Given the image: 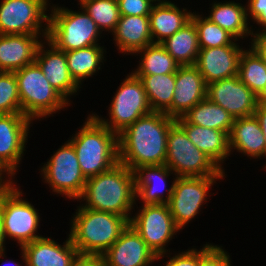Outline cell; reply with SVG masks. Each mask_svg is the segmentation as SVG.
<instances>
[{
    "label": "cell",
    "instance_id": "obj_24",
    "mask_svg": "<svg viewBox=\"0 0 266 266\" xmlns=\"http://www.w3.org/2000/svg\"><path fill=\"white\" fill-rule=\"evenodd\" d=\"M237 150L250 158L266 157L262 129L254 115L237 118L229 134V150Z\"/></svg>",
    "mask_w": 266,
    "mask_h": 266
},
{
    "label": "cell",
    "instance_id": "obj_33",
    "mask_svg": "<svg viewBox=\"0 0 266 266\" xmlns=\"http://www.w3.org/2000/svg\"><path fill=\"white\" fill-rule=\"evenodd\" d=\"M237 76L258 96L266 86V63L252 48L244 49L240 55Z\"/></svg>",
    "mask_w": 266,
    "mask_h": 266
},
{
    "label": "cell",
    "instance_id": "obj_45",
    "mask_svg": "<svg viewBox=\"0 0 266 266\" xmlns=\"http://www.w3.org/2000/svg\"><path fill=\"white\" fill-rule=\"evenodd\" d=\"M5 233H4V225H3V217H2V191L0 192V257H5ZM4 255V256H3Z\"/></svg>",
    "mask_w": 266,
    "mask_h": 266
},
{
    "label": "cell",
    "instance_id": "obj_20",
    "mask_svg": "<svg viewBox=\"0 0 266 266\" xmlns=\"http://www.w3.org/2000/svg\"><path fill=\"white\" fill-rule=\"evenodd\" d=\"M69 238L59 245L51 237H41L21 247L25 266H72L80 254Z\"/></svg>",
    "mask_w": 266,
    "mask_h": 266
},
{
    "label": "cell",
    "instance_id": "obj_15",
    "mask_svg": "<svg viewBox=\"0 0 266 266\" xmlns=\"http://www.w3.org/2000/svg\"><path fill=\"white\" fill-rule=\"evenodd\" d=\"M32 120L23 114L0 115V160L15 175Z\"/></svg>",
    "mask_w": 266,
    "mask_h": 266
},
{
    "label": "cell",
    "instance_id": "obj_1",
    "mask_svg": "<svg viewBox=\"0 0 266 266\" xmlns=\"http://www.w3.org/2000/svg\"><path fill=\"white\" fill-rule=\"evenodd\" d=\"M175 120L152 112L128 126L118 135L119 162L132 171L143 165H164L168 132Z\"/></svg>",
    "mask_w": 266,
    "mask_h": 266
},
{
    "label": "cell",
    "instance_id": "obj_32",
    "mask_svg": "<svg viewBox=\"0 0 266 266\" xmlns=\"http://www.w3.org/2000/svg\"><path fill=\"white\" fill-rule=\"evenodd\" d=\"M140 54L141 61L134 75H157L176 73L180 64L165 50L160 43H152L147 47L136 51Z\"/></svg>",
    "mask_w": 266,
    "mask_h": 266
},
{
    "label": "cell",
    "instance_id": "obj_31",
    "mask_svg": "<svg viewBox=\"0 0 266 266\" xmlns=\"http://www.w3.org/2000/svg\"><path fill=\"white\" fill-rule=\"evenodd\" d=\"M103 48L100 45H93L65 52L69 73L79 86L84 79L100 70L105 56L103 54L106 52Z\"/></svg>",
    "mask_w": 266,
    "mask_h": 266
},
{
    "label": "cell",
    "instance_id": "obj_25",
    "mask_svg": "<svg viewBox=\"0 0 266 266\" xmlns=\"http://www.w3.org/2000/svg\"><path fill=\"white\" fill-rule=\"evenodd\" d=\"M112 35L117 49L128 55L153 43L149 16L121 15Z\"/></svg>",
    "mask_w": 266,
    "mask_h": 266
},
{
    "label": "cell",
    "instance_id": "obj_5",
    "mask_svg": "<svg viewBox=\"0 0 266 266\" xmlns=\"http://www.w3.org/2000/svg\"><path fill=\"white\" fill-rule=\"evenodd\" d=\"M50 10L47 40L58 50L69 52L99 45L102 32L83 8L75 12L53 5Z\"/></svg>",
    "mask_w": 266,
    "mask_h": 266
},
{
    "label": "cell",
    "instance_id": "obj_44",
    "mask_svg": "<svg viewBox=\"0 0 266 266\" xmlns=\"http://www.w3.org/2000/svg\"><path fill=\"white\" fill-rule=\"evenodd\" d=\"M5 173L10 176L9 180H7V178H6V180L3 179V178H5V176L3 177L2 175H4ZM13 176H14V174L0 160V186L3 189L16 186L14 184L15 182H13V179H12Z\"/></svg>",
    "mask_w": 266,
    "mask_h": 266
},
{
    "label": "cell",
    "instance_id": "obj_42",
    "mask_svg": "<svg viewBox=\"0 0 266 266\" xmlns=\"http://www.w3.org/2000/svg\"><path fill=\"white\" fill-rule=\"evenodd\" d=\"M72 266H106L102 255L79 254Z\"/></svg>",
    "mask_w": 266,
    "mask_h": 266
},
{
    "label": "cell",
    "instance_id": "obj_10",
    "mask_svg": "<svg viewBox=\"0 0 266 266\" xmlns=\"http://www.w3.org/2000/svg\"><path fill=\"white\" fill-rule=\"evenodd\" d=\"M45 183L52 187V192L76 199L82 195L86 178L84 177L75 149L68 140L50 160L41 168Z\"/></svg>",
    "mask_w": 266,
    "mask_h": 266
},
{
    "label": "cell",
    "instance_id": "obj_8",
    "mask_svg": "<svg viewBox=\"0 0 266 266\" xmlns=\"http://www.w3.org/2000/svg\"><path fill=\"white\" fill-rule=\"evenodd\" d=\"M109 107V120L93 114L104 126L119 135L139 118L153 112L143 82L133 73L118 87Z\"/></svg>",
    "mask_w": 266,
    "mask_h": 266
},
{
    "label": "cell",
    "instance_id": "obj_7",
    "mask_svg": "<svg viewBox=\"0 0 266 266\" xmlns=\"http://www.w3.org/2000/svg\"><path fill=\"white\" fill-rule=\"evenodd\" d=\"M165 165L175 177L225 176L224 170L199 150L176 122L168 132Z\"/></svg>",
    "mask_w": 266,
    "mask_h": 266
},
{
    "label": "cell",
    "instance_id": "obj_26",
    "mask_svg": "<svg viewBox=\"0 0 266 266\" xmlns=\"http://www.w3.org/2000/svg\"><path fill=\"white\" fill-rule=\"evenodd\" d=\"M193 13L175 3L154 4L149 14L153 43H161L191 21ZM157 38V39H156Z\"/></svg>",
    "mask_w": 266,
    "mask_h": 266
},
{
    "label": "cell",
    "instance_id": "obj_19",
    "mask_svg": "<svg viewBox=\"0 0 266 266\" xmlns=\"http://www.w3.org/2000/svg\"><path fill=\"white\" fill-rule=\"evenodd\" d=\"M171 117L179 118L207 98V84L194 65L180 66L175 73Z\"/></svg>",
    "mask_w": 266,
    "mask_h": 266
},
{
    "label": "cell",
    "instance_id": "obj_18",
    "mask_svg": "<svg viewBox=\"0 0 266 266\" xmlns=\"http://www.w3.org/2000/svg\"><path fill=\"white\" fill-rule=\"evenodd\" d=\"M44 41L46 42H42L37 49L35 62L39 65L51 86L69 103V96L75 95L81 87L69 73L65 52L58 50L47 39ZM43 44L49 46L50 49L45 50L44 47L46 46Z\"/></svg>",
    "mask_w": 266,
    "mask_h": 266
},
{
    "label": "cell",
    "instance_id": "obj_41",
    "mask_svg": "<svg viewBox=\"0 0 266 266\" xmlns=\"http://www.w3.org/2000/svg\"><path fill=\"white\" fill-rule=\"evenodd\" d=\"M251 39V47L258 56L262 59L264 63H266V31L260 30L257 33H253Z\"/></svg>",
    "mask_w": 266,
    "mask_h": 266
},
{
    "label": "cell",
    "instance_id": "obj_12",
    "mask_svg": "<svg viewBox=\"0 0 266 266\" xmlns=\"http://www.w3.org/2000/svg\"><path fill=\"white\" fill-rule=\"evenodd\" d=\"M224 176L175 177L170 201L167 203L176 227L181 230L207 201L209 189Z\"/></svg>",
    "mask_w": 266,
    "mask_h": 266
},
{
    "label": "cell",
    "instance_id": "obj_46",
    "mask_svg": "<svg viewBox=\"0 0 266 266\" xmlns=\"http://www.w3.org/2000/svg\"><path fill=\"white\" fill-rule=\"evenodd\" d=\"M257 102L260 105L266 106V86L261 91V93L257 96Z\"/></svg>",
    "mask_w": 266,
    "mask_h": 266
},
{
    "label": "cell",
    "instance_id": "obj_38",
    "mask_svg": "<svg viewBox=\"0 0 266 266\" xmlns=\"http://www.w3.org/2000/svg\"><path fill=\"white\" fill-rule=\"evenodd\" d=\"M121 15L149 16L153 3L150 0H117Z\"/></svg>",
    "mask_w": 266,
    "mask_h": 266
},
{
    "label": "cell",
    "instance_id": "obj_27",
    "mask_svg": "<svg viewBox=\"0 0 266 266\" xmlns=\"http://www.w3.org/2000/svg\"><path fill=\"white\" fill-rule=\"evenodd\" d=\"M211 13L208 19L230 33L236 40L252 36V29L248 25L246 6L234 1L226 3H212Z\"/></svg>",
    "mask_w": 266,
    "mask_h": 266
},
{
    "label": "cell",
    "instance_id": "obj_28",
    "mask_svg": "<svg viewBox=\"0 0 266 266\" xmlns=\"http://www.w3.org/2000/svg\"><path fill=\"white\" fill-rule=\"evenodd\" d=\"M160 44L180 66L195 65L200 47L192 20Z\"/></svg>",
    "mask_w": 266,
    "mask_h": 266
},
{
    "label": "cell",
    "instance_id": "obj_6",
    "mask_svg": "<svg viewBox=\"0 0 266 266\" xmlns=\"http://www.w3.org/2000/svg\"><path fill=\"white\" fill-rule=\"evenodd\" d=\"M22 114L35 119L50 116L70 105L50 84L36 62L14 71Z\"/></svg>",
    "mask_w": 266,
    "mask_h": 266
},
{
    "label": "cell",
    "instance_id": "obj_30",
    "mask_svg": "<svg viewBox=\"0 0 266 266\" xmlns=\"http://www.w3.org/2000/svg\"><path fill=\"white\" fill-rule=\"evenodd\" d=\"M183 117L191 124L220 130L228 136L235 120L229 112L208 98L197 103Z\"/></svg>",
    "mask_w": 266,
    "mask_h": 266
},
{
    "label": "cell",
    "instance_id": "obj_2",
    "mask_svg": "<svg viewBox=\"0 0 266 266\" xmlns=\"http://www.w3.org/2000/svg\"><path fill=\"white\" fill-rule=\"evenodd\" d=\"M78 200L86 202L85 208L113 213L130 221L137 200L133 171L118 162L110 170L88 178Z\"/></svg>",
    "mask_w": 266,
    "mask_h": 266
},
{
    "label": "cell",
    "instance_id": "obj_29",
    "mask_svg": "<svg viewBox=\"0 0 266 266\" xmlns=\"http://www.w3.org/2000/svg\"><path fill=\"white\" fill-rule=\"evenodd\" d=\"M135 76L142 80L153 112H162L171 117V103L175 89V73Z\"/></svg>",
    "mask_w": 266,
    "mask_h": 266
},
{
    "label": "cell",
    "instance_id": "obj_16",
    "mask_svg": "<svg viewBox=\"0 0 266 266\" xmlns=\"http://www.w3.org/2000/svg\"><path fill=\"white\" fill-rule=\"evenodd\" d=\"M102 256L106 266H149L158 259L130 224Z\"/></svg>",
    "mask_w": 266,
    "mask_h": 266
},
{
    "label": "cell",
    "instance_id": "obj_40",
    "mask_svg": "<svg viewBox=\"0 0 266 266\" xmlns=\"http://www.w3.org/2000/svg\"><path fill=\"white\" fill-rule=\"evenodd\" d=\"M199 250L193 248L188 249L186 252L175 254L165 266H198Z\"/></svg>",
    "mask_w": 266,
    "mask_h": 266
},
{
    "label": "cell",
    "instance_id": "obj_4",
    "mask_svg": "<svg viewBox=\"0 0 266 266\" xmlns=\"http://www.w3.org/2000/svg\"><path fill=\"white\" fill-rule=\"evenodd\" d=\"M70 239L80 254L102 255L120 237L129 221L113 213L78 206Z\"/></svg>",
    "mask_w": 266,
    "mask_h": 266
},
{
    "label": "cell",
    "instance_id": "obj_34",
    "mask_svg": "<svg viewBox=\"0 0 266 266\" xmlns=\"http://www.w3.org/2000/svg\"><path fill=\"white\" fill-rule=\"evenodd\" d=\"M80 8H83L90 18L96 23L98 29L114 32L121 17L117 0H80Z\"/></svg>",
    "mask_w": 266,
    "mask_h": 266
},
{
    "label": "cell",
    "instance_id": "obj_36",
    "mask_svg": "<svg viewBox=\"0 0 266 266\" xmlns=\"http://www.w3.org/2000/svg\"><path fill=\"white\" fill-rule=\"evenodd\" d=\"M22 114L14 72L0 71V115Z\"/></svg>",
    "mask_w": 266,
    "mask_h": 266
},
{
    "label": "cell",
    "instance_id": "obj_14",
    "mask_svg": "<svg viewBox=\"0 0 266 266\" xmlns=\"http://www.w3.org/2000/svg\"><path fill=\"white\" fill-rule=\"evenodd\" d=\"M207 98L224 108L234 119L253 115L258 105L257 96L238 76L209 83Z\"/></svg>",
    "mask_w": 266,
    "mask_h": 266
},
{
    "label": "cell",
    "instance_id": "obj_48",
    "mask_svg": "<svg viewBox=\"0 0 266 266\" xmlns=\"http://www.w3.org/2000/svg\"><path fill=\"white\" fill-rule=\"evenodd\" d=\"M6 264H7V266H8V264L11 266H22V264L20 265L19 263H17L16 261L14 262L13 260L9 261L8 263L5 262V264H3V266H5Z\"/></svg>",
    "mask_w": 266,
    "mask_h": 266
},
{
    "label": "cell",
    "instance_id": "obj_47",
    "mask_svg": "<svg viewBox=\"0 0 266 266\" xmlns=\"http://www.w3.org/2000/svg\"><path fill=\"white\" fill-rule=\"evenodd\" d=\"M150 1L152 3H154V4H167V3H171V1H167V0H150Z\"/></svg>",
    "mask_w": 266,
    "mask_h": 266
},
{
    "label": "cell",
    "instance_id": "obj_37",
    "mask_svg": "<svg viewBox=\"0 0 266 266\" xmlns=\"http://www.w3.org/2000/svg\"><path fill=\"white\" fill-rule=\"evenodd\" d=\"M229 257L222 246L206 244L199 250L198 266H231Z\"/></svg>",
    "mask_w": 266,
    "mask_h": 266
},
{
    "label": "cell",
    "instance_id": "obj_17",
    "mask_svg": "<svg viewBox=\"0 0 266 266\" xmlns=\"http://www.w3.org/2000/svg\"><path fill=\"white\" fill-rule=\"evenodd\" d=\"M243 50L239 45L200 49L194 66L203 75L207 85L235 77L238 74L239 59Z\"/></svg>",
    "mask_w": 266,
    "mask_h": 266
},
{
    "label": "cell",
    "instance_id": "obj_21",
    "mask_svg": "<svg viewBox=\"0 0 266 266\" xmlns=\"http://www.w3.org/2000/svg\"><path fill=\"white\" fill-rule=\"evenodd\" d=\"M133 174L136 198L142 199L144 205L167 204L170 201L174 180L170 188L167 189V195L165 196L163 193L164 187L167 185L166 179L173 174V171L165 164L138 166L133 170ZM158 184L160 188L157 186Z\"/></svg>",
    "mask_w": 266,
    "mask_h": 266
},
{
    "label": "cell",
    "instance_id": "obj_13",
    "mask_svg": "<svg viewBox=\"0 0 266 266\" xmlns=\"http://www.w3.org/2000/svg\"><path fill=\"white\" fill-rule=\"evenodd\" d=\"M129 224L136 230L158 260L164 257L166 245L180 230L176 227L168 204L142 205Z\"/></svg>",
    "mask_w": 266,
    "mask_h": 266
},
{
    "label": "cell",
    "instance_id": "obj_23",
    "mask_svg": "<svg viewBox=\"0 0 266 266\" xmlns=\"http://www.w3.org/2000/svg\"><path fill=\"white\" fill-rule=\"evenodd\" d=\"M175 122L185 131L188 139L222 170L223 161L230 156L229 136L220 130L189 123L183 116Z\"/></svg>",
    "mask_w": 266,
    "mask_h": 266
},
{
    "label": "cell",
    "instance_id": "obj_9",
    "mask_svg": "<svg viewBox=\"0 0 266 266\" xmlns=\"http://www.w3.org/2000/svg\"><path fill=\"white\" fill-rule=\"evenodd\" d=\"M48 0H2L0 4V34L42 35L47 39ZM45 23V27L42 23ZM44 29H43V28ZM42 32V33H41Z\"/></svg>",
    "mask_w": 266,
    "mask_h": 266
},
{
    "label": "cell",
    "instance_id": "obj_43",
    "mask_svg": "<svg viewBox=\"0 0 266 266\" xmlns=\"http://www.w3.org/2000/svg\"><path fill=\"white\" fill-rule=\"evenodd\" d=\"M253 115L258 120L260 128L262 129V133L264 135L265 143H266V106L258 104L255 108Z\"/></svg>",
    "mask_w": 266,
    "mask_h": 266
},
{
    "label": "cell",
    "instance_id": "obj_35",
    "mask_svg": "<svg viewBox=\"0 0 266 266\" xmlns=\"http://www.w3.org/2000/svg\"><path fill=\"white\" fill-rule=\"evenodd\" d=\"M191 20L197 30L200 49L238 45V43H235L238 40L207 17H202L200 14L193 12Z\"/></svg>",
    "mask_w": 266,
    "mask_h": 266
},
{
    "label": "cell",
    "instance_id": "obj_39",
    "mask_svg": "<svg viewBox=\"0 0 266 266\" xmlns=\"http://www.w3.org/2000/svg\"><path fill=\"white\" fill-rule=\"evenodd\" d=\"M246 12L248 20L252 17L256 24L262 26V31H266V0H248Z\"/></svg>",
    "mask_w": 266,
    "mask_h": 266
},
{
    "label": "cell",
    "instance_id": "obj_22",
    "mask_svg": "<svg viewBox=\"0 0 266 266\" xmlns=\"http://www.w3.org/2000/svg\"><path fill=\"white\" fill-rule=\"evenodd\" d=\"M40 35L0 34V71L14 72L35 62L36 53L43 40Z\"/></svg>",
    "mask_w": 266,
    "mask_h": 266
},
{
    "label": "cell",
    "instance_id": "obj_3",
    "mask_svg": "<svg viewBox=\"0 0 266 266\" xmlns=\"http://www.w3.org/2000/svg\"><path fill=\"white\" fill-rule=\"evenodd\" d=\"M69 140L86 179L110 170L119 162L118 135L104 126L93 113Z\"/></svg>",
    "mask_w": 266,
    "mask_h": 266
},
{
    "label": "cell",
    "instance_id": "obj_11",
    "mask_svg": "<svg viewBox=\"0 0 266 266\" xmlns=\"http://www.w3.org/2000/svg\"><path fill=\"white\" fill-rule=\"evenodd\" d=\"M23 193L15 187L2 190V217L5 237L17 241L20 248L43 236L36 235L40 215L34 206L20 198Z\"/></svg>",
    "mask_w": 266,
    "mask_h": 266
}]
</instances>
